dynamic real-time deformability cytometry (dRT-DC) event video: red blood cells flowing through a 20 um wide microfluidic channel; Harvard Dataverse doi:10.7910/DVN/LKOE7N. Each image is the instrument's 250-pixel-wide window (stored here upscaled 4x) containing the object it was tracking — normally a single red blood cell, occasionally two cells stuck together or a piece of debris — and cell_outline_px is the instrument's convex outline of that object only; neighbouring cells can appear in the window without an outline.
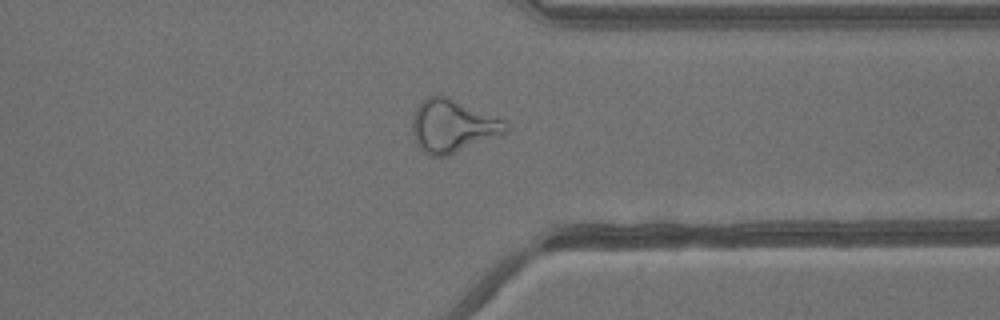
{"species": "common noctule bat (a hibernating species)", "species_latin": "Nyctalus noctula", "temperature_condition": "warm", "stored_images_in_passage": 34, "camera_frame_rate_fps": 3000, "um_per_image_px": 0.085, "animal": {"sex": "male", "body_mass_g": 13.3}, "frame": {"image": 1, "passage_image": 25, "time_ms": 8.0, "image_size_px": [1000, 320], "cell_outline_px": [[508, 132], [448, 156], [432, 156], [424, 152], [416, 144], [412, 132], [412, 116], [416, 108], [428, 96], [448, 96], [508, 120]], "centroid_in_image_um": [38.51, 10.7], "position_along_channel_um": 372.9, "area_um2": 29.13}}